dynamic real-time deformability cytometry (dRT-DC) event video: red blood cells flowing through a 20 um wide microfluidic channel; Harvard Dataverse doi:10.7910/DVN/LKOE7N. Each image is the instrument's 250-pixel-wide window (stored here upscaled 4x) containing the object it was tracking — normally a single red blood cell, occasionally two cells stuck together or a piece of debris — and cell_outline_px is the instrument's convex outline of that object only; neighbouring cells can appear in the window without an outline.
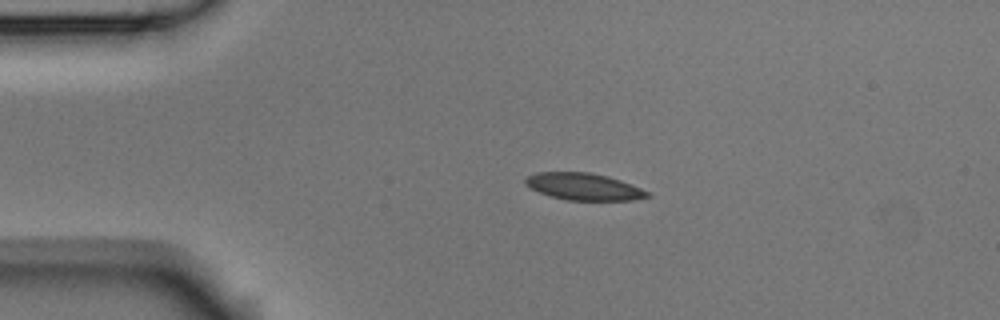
{"species": "Egyptian fruit bat (a non-hibernating species)", "species_latin": "Rousettus aegyptiacus", "temperature_condition": "room temperature", "stored_images_in_passage": 2, "camera_frame_rate_fps": 3000, "um_per_image_px": 0.085, "animal": {"sex": "male"}, "frame": {"image": 1, "passage_image": 1, "time_ms": 0.0, "image_size_px": [1000, 320], "cell_outline_px": [[652, 196], [632, 200], [568, 200], [548, 196], [524, 184], [524, 180], [528, 176], [536, 172], [588, 172], [608, 176], [620, 180], [640, 188], [648, 192]], "centroid_in_image_um": [49.6, 15.86], "position_along_channel_um": 35.4, "area_um2": 19.07}}